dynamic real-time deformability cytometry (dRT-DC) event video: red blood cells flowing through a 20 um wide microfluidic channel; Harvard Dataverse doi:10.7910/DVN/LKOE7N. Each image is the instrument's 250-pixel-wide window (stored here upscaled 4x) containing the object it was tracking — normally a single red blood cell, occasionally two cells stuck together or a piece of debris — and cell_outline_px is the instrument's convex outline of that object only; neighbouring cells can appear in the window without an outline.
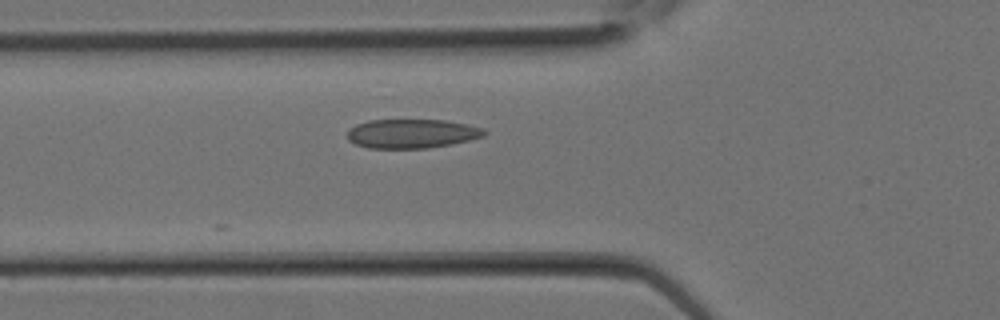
{"species": "Egyptian fruit bat (a non-hibernating species)", "species_latin": "Rousettus aegyptiacus", "temperature_condition": "room temperature", "stored_images_in_passage": 4, "camera_frame_rate_fps": 3000, "um_per_image_px": 0.085, "animal": {"sex": "female"}, "frame": {"image": 1, "passage_image": 2, "time_ms": 0.333, "image_size_px": [1000, 320], "cell_outline_px": [[488, 132], [484, 136], [468, 140], [428, 148], [368, 148], [356, 144], [348, 140], [348, 128], [356, 124], [368, 120], [444, 120], [484, 128]], "centroid_in_image_um": [34.97, 11.35], "position_along_channel_um": 90.8, "area_um2": 23.12}}
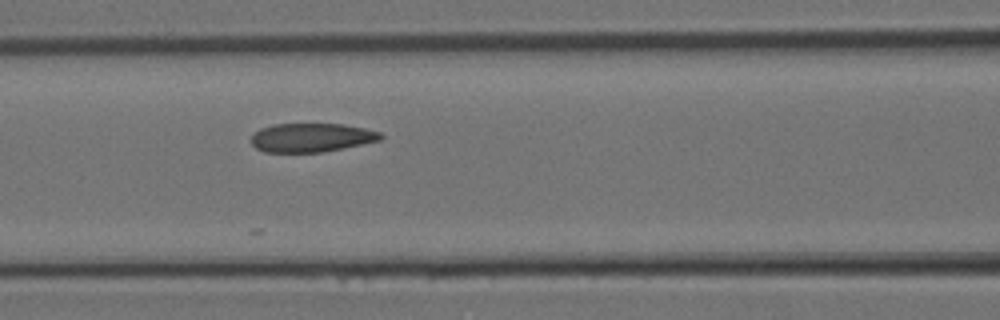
{"frame": {"image": 2, "passage_image": 4, "time_ms": 1.0, "image_size_px": [1000, 320], "cell_outline_px": [[384, 136], [380, 140], [320, 152], [264, 152], [256, 148], [252, 144], [252, 136], [260, 128], [272, 124], [344, 124], [364, 128], [380, 132]], "centroid_in_image_um": [26.45, 11.68], "position_along_channel_um": 140.2, "area_um2": 21.5}}